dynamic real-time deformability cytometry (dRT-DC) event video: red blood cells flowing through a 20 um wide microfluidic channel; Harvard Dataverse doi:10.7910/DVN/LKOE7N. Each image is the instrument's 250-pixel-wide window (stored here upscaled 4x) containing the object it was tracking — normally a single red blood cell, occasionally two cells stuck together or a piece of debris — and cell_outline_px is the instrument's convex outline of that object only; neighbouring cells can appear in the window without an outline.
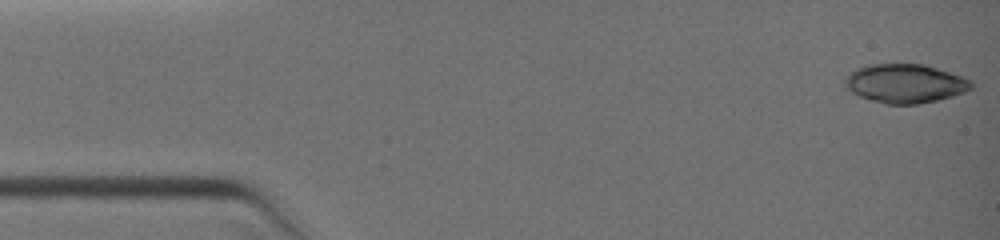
{"species": "common noctule bat (a hibernating species)", "species_latin": "Nyctalus noctula", "temperature_condition": "warm", "stored_images_in_passage": 17, "camera_frame_rate_fps": 3000, "um_per_image_px": 0.085, "animal": {"sex": "female", "body_mass_g": 19.0, "forearm_length_mm": 51.5}, "frame": {"image": 1, "passage_image": 1, "time_ms": 0.0, "image_size_px": [1000, 240], "cell_outline_px": [[972, 88], [964, 92], [952, 96], [936, 100], [916, 104], [884, 104], [860, 96], [844, 88], [844, 76], [848, 72], [856, 68], [868, 64], [924, 64], [972, 80]], "centroid_in_image_um": [76.87, 7.09], "position_along_channel_um": 8.1, "area_um2": 28.67}}
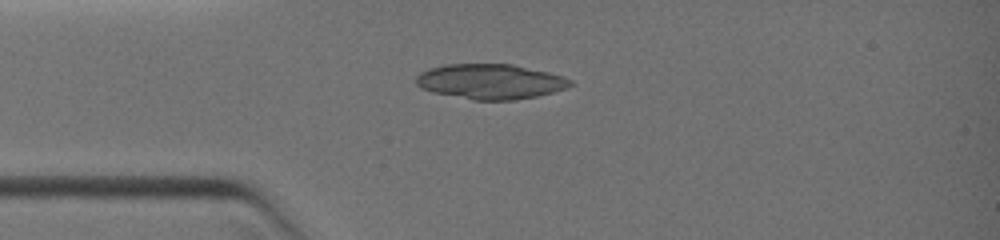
{"frame": {"image": 2, "passage_image": 10, "time_ms": 3.0, "image_size_px": [1000, 240], "cell_outline_px": [[572, 84], [568, 88], [536, 96], [516, 100], [472, 100], [432, 92], [420, 88], [416, 84], [416, 76], [420, 72], [428, 68], [444, 64], [512, 64], [548, 72], [572, 80]], "centroid_in_image_um": [41.64, 6.93], "position_along_channel_um": 43.4, "area_um2": 31.62}}
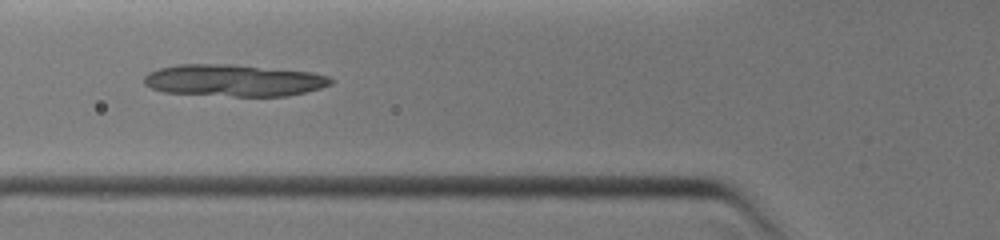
{"frame": {"image": 3, "passage_image": 15, "time_ms": 4.667, "image_size_px": [1000, 240], "cell_outline_px": [[336, 80], [332, 84], [320, 88], [288, 96], [232, 96], [164, 92], [152, 88], [144, 84], [144, 76], [148, 72], [156, 68], [176, 64], [232, 64], [312, 72], [328, 76]], "centroid_in_image_um": [19.86, 6.82], "position_along_channel_um": 105.9, "area_um2": 34.91}}